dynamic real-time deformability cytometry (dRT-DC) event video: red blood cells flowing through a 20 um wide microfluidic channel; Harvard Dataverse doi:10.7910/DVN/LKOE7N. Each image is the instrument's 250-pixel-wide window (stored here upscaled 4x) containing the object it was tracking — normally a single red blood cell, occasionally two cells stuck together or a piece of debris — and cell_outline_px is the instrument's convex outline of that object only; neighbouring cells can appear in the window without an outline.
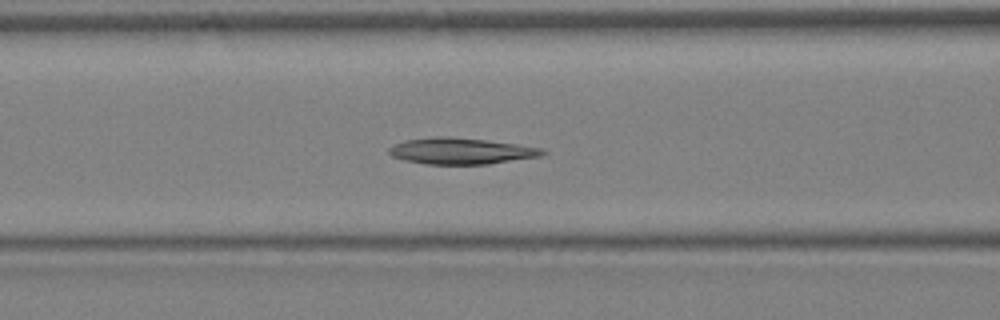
{"species": "Egyptian fruit bat (a non-hibernating species)", "species_latin": "Rousettus aegyptiacus", "temperature_condition": "warm", "stored_images_in_passage": 35, "camera_frame_rate_fps": 3000, "um_per_image_px": 0.085, "animal": {"sex": "female"}, "frame": {"image": 1, "passage_image": 15, "time_ms": 4.667, "image_size_px": [1000, 320], "cell_outline_px": [[548, 152], [540, 156], [488, 164], [428, 164], [404, 160], [392, 156], [388, 152], [388, 148], [404, 140], [428, 136], [448, 136], [488, 140], [516, 144], [540, 148]], "centroid_in_image_um": [39.15, 12.82], "position_along_channel_um": 127.4, "area_um2": 23.52}}
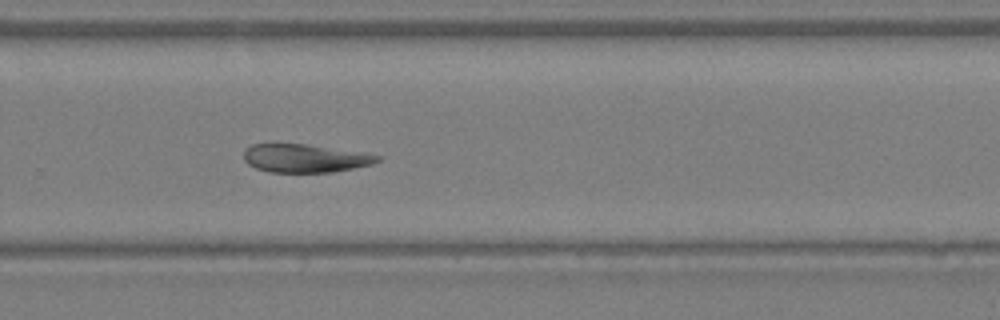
{"frame": {"image": 2, "passage_image": 24, "time_ms": 7.667, "image_size_px": [1000, 320], "cell_outline_px": [[380, 160], [372, 164], [332, 172], [268, 172], [256, 168], [248, 164], [244, 160], [244, 148], [252, 144], [308, 144], [380, 156]], "centroid_in_image_um": [25.85, 13.45], "position_along_channel_um": 304.0, "area_um2": 21.73}}
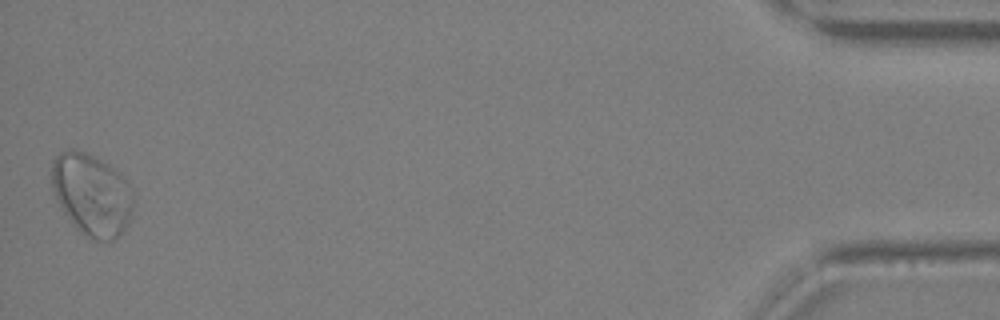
{"frame": {"image": 3, "passage_image": 35, "time_ms": 11.333, "image_size_px": [1000, 320], "cell_outline_px": [[132, 208], [128, 224], [112, 240], [96, 240], [88, 236], [76, 228], [60, 208], [52, 188], [52, 160], [60, 152], [72, 148], [88, 152], [108, 164], [120, 172], [128, 184], [132, 192]], "centroid_in_image_um": [7.77, 16.49], "position_along_channel_um": 427.4, "area_um2": 38.84}}